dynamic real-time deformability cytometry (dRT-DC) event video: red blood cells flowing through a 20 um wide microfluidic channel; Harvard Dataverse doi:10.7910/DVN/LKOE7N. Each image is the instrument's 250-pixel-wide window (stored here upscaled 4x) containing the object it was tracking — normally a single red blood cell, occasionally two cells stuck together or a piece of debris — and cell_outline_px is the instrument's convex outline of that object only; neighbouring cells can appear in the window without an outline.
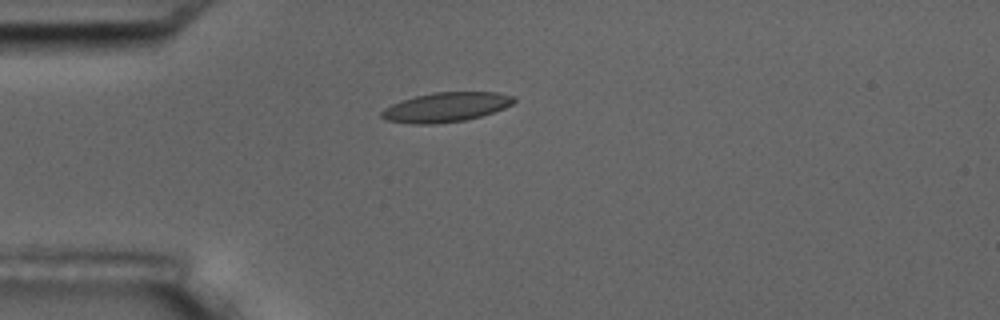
{"species": "common noctule bat (a hibernating species)", "species_latin": "Nyctalus noctula", "temperature_condition": "room temperature", "stored_images_in_passage": 16, "camera_frame_rate_fps": 3000, "um_per_image_px": 0.085, "animal": {"sex": "male", "body_mass_g": 17.5, "forearm_length_mm": 52.3}, "frame": {"image": 1, "passage_image": 5, "time_ms": 4.667, "image_size_px": [1000, 320], "cell_outline_px": [[516, 100], [512, 104], [504, 108], [468, 120], [432, 124], [412, 124], [384, 120], [380, 116], [380, 112], [384, 108], [392, 104], [416, 96], [432, 92], [500, 92], [516, 96]], "centroid_in_image_um": [37.91, 9.11], "position_along_channel_um": 47.1, "area_um2": 22.89}}
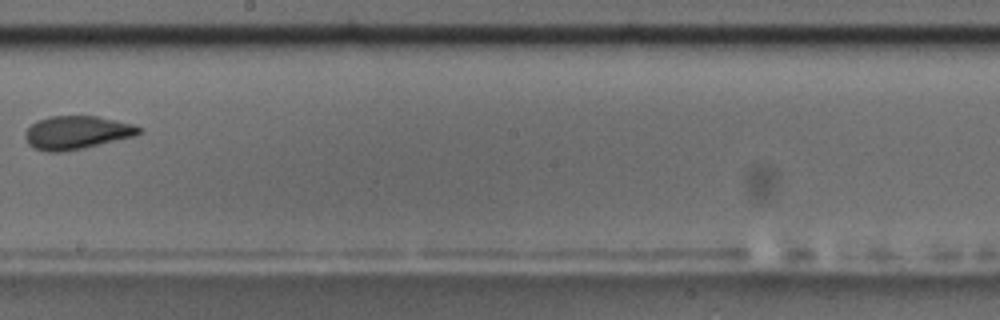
{"frame": {"image": 2, "passage_image": 10, "time_ms": 10.667, "image_size_px": [1000, 320], "cell_outline_px": [[144, 128], [136, 136], [84, 148], [60, 152], [48, 152], [36, 148], [28, 144], [24, 136], [24, 132], [36, 120], [48, 116], [96, 116], [136, 124]], "centroid_in_image_um": [6.55, 11.26], "position_along_channel_um": 241.7, "area_um2": 22.31}, "authors_computed_cell_mechanics": {"area_um2": 22.2819, "velocity_mm_per_s": 3.5154, "shape_relaxation_time_tau1_ms": 6.0776, "shape_relaxation_time_tau2_ms": 2.3697, "deformation_change_tau1": 0.1682, "deformation_change_tau2": 0.0725}}